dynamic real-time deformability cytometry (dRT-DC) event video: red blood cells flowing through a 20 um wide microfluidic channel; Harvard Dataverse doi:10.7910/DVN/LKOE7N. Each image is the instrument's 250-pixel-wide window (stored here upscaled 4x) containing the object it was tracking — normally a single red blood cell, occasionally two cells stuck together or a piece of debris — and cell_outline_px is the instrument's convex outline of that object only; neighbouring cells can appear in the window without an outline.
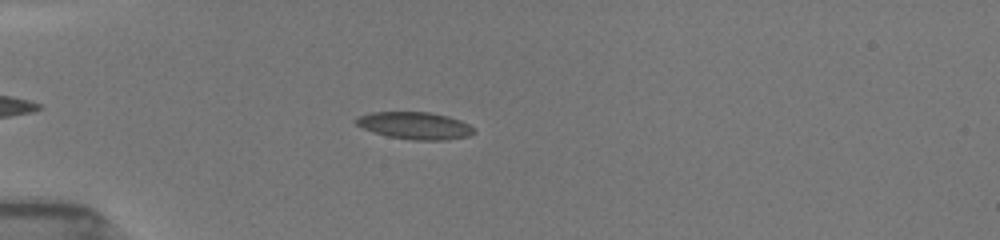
{"species": "common noctule bat (a hibernating species)", "species_latin": "Nyctalus noctula", "temperature_condition": "room temperature", "stored_images_in_passage": 7, "camera_frame_rate_fps": 3000, "um_per_image_px": 0.085, "animal": {"sex": "female", "body_mass_g": 19.5, "forearm_length_mm": 54.1}, "frame": {"image": 1, "passage_image": 7, "time_ms": 4.0, "image_size_px": [1000, 240], "cell_outline_px": [[476, 132], [468, 136], [444, 140], [412, 140], [388, 136], [372, 132], [356, 124], [352, 120], [360, 116], [372, 112], [428, 112], [448, 116], [460, 120], [468, 124]], "centroid_in_image_um": [35.25, 10.68], "position_along_channel_um": 49.8, "area_um2": 18.61}}